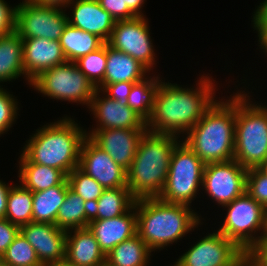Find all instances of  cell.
Instances as JSON below:
<instances>
[{"label":"cell","instance_id":"5b68a950","mask_svg":"<svg viewBox=\"0 0 267 266\" xmlns=\"http://www.w3.org/2000/svg\"><path fill=\"white\" fill-rule=\"evenodd\" d=\"M179 137L147 131L141 138L134 160L127 170V188L138 199L157 198L162 192L170 159Z\"/></svg>","mask_w":267,"mask_h":266},{"label":"cell","instance_id":"b9f144b4","mask_svg":"<svg viewBox=\"0 0 267 266\" xmlns=\"http://www.w3.org/2000/svg\"><path fill=\"white\" fill-rule=\"evenodd\" d=\"M235 266H266V265L250 251V252H243L237 259Z\"/></svg>","mask_w":267,"mask_h":266},{"label":"cell","instance_id":"83f0119b","mask_svg":"<svg viewBox=\"0 0 267 266\" xmlns=\"http://www.w3.org/2000/svg\"><path fill=\"white\" fill-rule=\"evenodd\" d=\"M59 41L67 61L71 62L97 50L105 43L97 35L83 31L69 23L64 27Z\"/></svg>","mask_w":267,"mask_h":266},{"label":"cell","instance_id":"f35d334b","mask_svg":"<svg viewBox=\"0 0 267 266\" xmlns=\"http://www.w3.org/2000/svg\"><path fill=\"white\" fill-rule=\"evenodd\" d=\"M133 84V82H116L103 84L99 89L109 98L126 103Z\"/></svg>","mask_w":267,"mask_h":266},{"label":"cell","instance_id":"ac0fdd59","mask_svg":"<svg viewBox=\"0 0 267 266\" xmlns=\"http://www.w3.org/2000/svg\"><path fill=\"white\" fill-rule=\"evenodd\" d=\"M22 42L23 65L30 83L43 71L67 62L59 40L39 37L22 39Z\"/></svg>","mask_w":267,"mask_h":266},{"label":"cell","instance_id":"816d5d0a","mask_svg":"<svg viewBox=\"0 0 267 266\" xmlns=\"http://www.w3.org/2000/svg\"><path fill=\"white\" fill-rule=\"evenodd\" d=\"M0 266H10V265H8V264H6V263H4V262H2V261L0 260Z\"/></svg>","mask_w":267,"mask_h":266},{"label":"cell","instance_id":"d4e9b609","mask_svg":"<svg viewBox=\"0 0 267 266\" xmlns=\"http://www.w3.org/2000/svg\"><path fill=\"white\" fill-rule=\"evenodd\" d=\"M136 199L127 187L104 189L91 206V220L111 219L128 212Z\"/></svg>","mask_w":267,"mask_h":266},{"label":"cell","instance_id":"4dcf8cb0","mask_svg":"<svg viewBox=\"0 0 267 266\" xmlns=\"http://www.w3.org/2000/svg\"><path fill=\"white\" fill-rule=\"evenodd\" d=\"M33 196L32 192L20 185L10 187L7 198L5 218L19 227L32 222Z\"/></svg>","mask_w":267,"mask_h":266},{"label":"cell","instance_id":"9c48e42d","mask_svg":"<svg viewBox=\"0 0 267 266\" xmlns=\"http://www.w3.org/2000/svg\"><path fill=\"white\" fill-rule=\"evenodd\" d=\"M31 87L50 99L82 103L87 108L97 89L71 61L43 71L32 81Z\"/></svg>","mask_w":267,"mask_h":266},{"label":"cell","instance_id":"7a4b0ae2","mask_svg":"<svg viewBox=\"0 0 267 266\" xmlns=\"http://www.w3.org/2000/svg\"><path fill=\"white\" fill-rule=\"evenodd\" d=\"M137 234L153 252L178 242L201 225L197 212L190 206L168 203L157 198L135 202Z\"/></svg>","mask_w":267,"mask_h":266},{"label":"cell","instance_id":"484cf974","mask_svg":"<svg viewBox=\"0 0 267 266\" xmlns=\"http://www.w3.org/2000/svg\"><path fill=\"white\" fill-rule=\"evenodd\" d=\"M68 186V180L66 178L57 186L39 192H32V222L56 225L57 213L63 204Z\"/></svg>","mask_w":267,"mask_h":266},{"label":"cell","instance_id":"603a6c76","mask_svg":"<svg viewBox=\"0 0 267 266\" xmlns=\"http://www.w3.org/2000/svg\"><path fill=\"white\" fill-rule=\"evenodd\" d=\"M19 158V182L31 192H39L57 186L67 178L61 170L32 163L23 153Z\"/></svg>","mask_w":267,"mask_h":266},{"label":"cell","instance_id":"44dd1931","mask_svg":"<svg viewBox=\"0 0 267 266\" xmlns=\"http://www.w3.org/2000/svg\"><path fill=\"white\" fill-rule=\"evenodd\" d=\"M65 261L75 266H99L106 256L90 230L79 228L67 231Z\"/></svg>","mask_w":267,"mask_h":266},{"label":"cell","instance_id":"4fadbf2b","mask_svg":"<svg viewBox=\"0 0 267 266\" xmlns=\"http://www.w3.org/2000/svg\"><path fill=\"white\" fill-rule=\"evenodd\" d=\"M171 266H235L243 251L219 231L207 234Z\"/></svg>","mask_w":267,"mask_h":266},{"label":"cell","instance_id":"4316f807","mask_svg":"<svg viewBox=\"0 0 267 266\" xmlns=\"http://www.w3.org/2000/svg\"><path fill=\"white\" fill-rule=\"evenodd\" d=\"M90 220L91 207L68 186L63 204L57 213L56 226L65 231L87 228Z\"/></svg>","mask_w":267,"mask_h":266},{"label":"cell","instance_id":"7dc6e473","mask_svg":"<svg viewBox=\"0 0 267 266\" xmlns=\"http://www.w3.org/2000/svg\"><path fill=\"white\" fill-rule=\"evenodd\" d=\"M256 30L258 34V44H260L259 48L265 52V55L267 54V28H253Z\"/></svg>","mask_w":267,"mask_h":266},{"label":"cell","instance_id":"7402d4cb","mask_svg":"<svg viewBox=\"0 0 267 266\" xmlns=\"http://www.w3.org/2000/svg\"><path fill=\"white\" fill-rule=\"evenodd\" d=\"M148 72L150 71L133 57L113 49L107 43V64L104 84L116 82L137 83L147 78Z\"/></svg>","mask_w":267,"mask_h":266},{"label":"cell","instance_id":"2e32d148","mask_svg":"<svg viewBox=\"0 0 267 266\" xmlns=\"http://www.w3.org/2000/svg\"><path fill=\"white\" fill-rule=\"evenodd\" d=\"M89 109L98 122L92 130L147 129L146 121L126 103L109 98L100 89L95 90Z\"/></svg>","mask_w":267,"mask_h":266},{"label":"cell","instance_id":"6da1fadb","mask_svg":"<svg viewBox=\"0 0 267 266\" xmlns=\"http://www.w3.org/2000/svg\"><path fill=\"white\" fill-rule=\"evenodd\" d=\"M205 75L203 73L199 78L196 88H184L162 80L155 95L153 112L146 122L147 130L184 137L217 100L215 80Z\"/></svg>","mask_w":267,"mask_h":266},{"label":"cell","instance_id":"ab89813d","mask_svg":"<svg viewBox=\"0 0 267 266\" xmlns=\"http://www.w3.org/2000/svg\"><path fill=\"white\" fill-rule=\"evenodd\" d=\"M20 227L6 218H0V258L19 234Z\"/></svg>","mask_w":267,"mask_h":266},{"label":"cell","instance_id":"cb8c5ba5","mask_svg":"<svg viewBox=\"0 0 267 266\" xmlns=\"http://www.w3.org/2000/svg\"><path fill=\"white\" fill-rule=\"evenodd\" d=\"M23 55L22 38L16 31L0 37V83L13 82L23 76L31 85L25 74Z\"/></svg>","mask_w":267,"mask_h":266},{"label":"cell","instance_id":"60d3db41","mask_svg":"<svg viewBox=\"0 0 267 266\" xmlns=\"http://www.w3.org/2000/svg\"><path fill=\"white\" fill-rule=\"evenodd\" d=\"M253 13L252 27L267 28V0H263Z\"/></svg>","mask_w":267,"mask_h":266},{"label":"cell","instance_id":"f546056e","mask_svg":"<svg viewBox=\"0 0 267 266\" xmlns=\"http://www.w3.org/2000/svg\"><path fill=\"white\" fill-rule=\"evenodd\" d=\"M154 76H148L144 80L134 83L126 101V104L146 122L153 112L155 95L161 83L159 75Z\"/></svg>","mask_w":267,"mask_h":266},{"label":"cell","instance_id":"ffe728a7","mask_svg":"<svg viewBox=\"0 0 267 266\" xmlns=\"http://www.w3.org/2000/svg\"><path fill=\"white\" fill-rule=\"evenodd\" d=\"M87 228L95 236L105 256L118 244L137 234L135 204L126 213L102 220H90Z\"/></svg>","mask_w":267,"mask_h":266},{"label":"cell","instance_id":"f907efd6","mask_svg":"<svg viewBox=\"0 0 267 266\" xmlns=\"http://www.w3.org/2000/svg\"><path fill=\"white\" fill-rule=\"evenodd\" d=\"M99 266H111L108 262H103L101 265H99Z\"/></svg>","mask_w":267,"mask_h":266},{"label":"cell","instance_id":"74e56055","mask_svg":"<svg viewBox=\"0 0 267 266\" xmlns=\"http://www.w3.org/2000/svg\"><path fill=\"white\" fill-rule=\"evenodd\" d=\"M100 6L108 12L115 21L128 20L137 17L129 8H123V0H97Z\"/></svg>","mask_w":267,"mask_h":266},{"label":"cell","instance_id":"f6af8a7d","mask_svg":"<svg viewBox=\"0 0 267 266\" xmlns=\"http://www.w3.org/2000/svg\"><path fill=\"white\" fill-rule=\"evenodd\" d=\"M145 0H123V8H129L137 17H144L142 7Z\"/></svg>","mask_w":267,"mask_h":266},{"label":"cell","instance_id":"ba28073f","mask_svg":"<svg viewBox=\"0 0 267 266\" xmlns=\"http://www.w3.org/2000/svg\"><path fill=\"white\" fill-rule=\"evenodd\" d=\"M204 167L205 163L194 151L180 141L172 152L166 183L158 198L191 206L199 188H202Z\"/></svg>","mask_w":267,"mask_h":266},{"label":"cell","instance_id":"bcb514c9","mask_svg":"<svg viewBox=\"0 0 267 266\" xmlns=\"http://www.w3.org/2000/svg\"><path fill=\"white\" fill-rule=\"evenodd\" d=\"M39 6H54L58 8H64L66 10L67 5L73 0H29Z\"/></svg>","mask_w":267,"mask_h":266},{"label":"cell","instance_id":"d590c367","mask_svg":"<svg viewBox=\"0 0 267 266\" xmlns=\"http://www.w3.org/2000/svg\"><path fill=\"white\" fill-rule=\"evenodd\" d=\"M2 86L0 87V136L10 130L18 115L16 97Z\"/></svg>","mask_w":267,"mask_h":266},{"label":"cell","instance_id":"f1b7e54d","mask_svg":"<svg viewBox=\"0 0 267 266\" xmlns=\"http://www.w3.org/2000/svg\"><path fill=\"white\" fill-rule=\"evenodd\" d=\"M152 251L138 234L115 246L107 255L111 266H147Z\"/></svg>","mask_w":267,"mask_h":266},{"label":"cell","instance_id":"8fae6325","mask_svg":"<svg viewBox=\"0 0 267 266\" xmlns=\"http://www.w3.org/2000/svg\"><path fill=\"white\" fill-rule=\"evenodd\" d=\"M149 28L145 16L116 21L107 43L113 49L130 55L151 71L156 65V56Z\"/></svg>","mask_w":267,"mask_h":266},{"label":"cell","instance_id":"8d00e7d4","mask_svg":"<svg viewBox=\"0 0 267 266\" xmlns=\"http://www.w3.org/2000/svg\"><path fill=\"white\" fill-rule=\"evenodd\" d=\"M16 9L5 0H0V37L8 35L16 30Z\"/></svg>","mask_w":267,"mask_h":266},{"label":"cell","instance_id":"e0dca14e","mask_svg":"<svg viewBox=\"0 0 267 266\" xmlns=\"http://www.w3.org/2000/svg\"><path fill=\"white\" fill-rule=\"evenodd\" d=\"M147 131V129H103L89 130L86 135L127 171L134 160L140 140Z\"/></svg>","mask_w":267,"mask_h":266},{"label":"cell","instance_id":"e575fe53","mask_svg":"<svg viewBox=\"0 0 267 266\" xmlns=\"http://www.w3.org/2000/svg\"><path fill=\"white\" fill-rule=\"evenodd\" d=\"M246 192L267 210V175L260 168L247 169Z\"/></svg>","mask_w":267,"mask_h":266},{"label":"cell","instance_id":"f5cc1de1","mask_svg":"<svg viewBox=\"0 0 267 266\" xmlns=\"http://www.w3.org/2000/svg\"><path fill=\"white\" fill-rule=\"evenodd\" d=\"M266 233H267V216H266Z\"/></svg>","mask_w":267,"mask_h":266},{"label":"cell","instance_id":"1f68e13d","mask_svg":"<svg viewBox=\"0 0 267 266\" xmlns=\"http://www.w3.org/2000/svg\"><path fill=\"white\" fill-rule=\"evenodd\" d=\"M80 71L99 89L104 84L107 64V43L74 61Z\"/></svg>","mask_w":267,"mask_h":266},{"label":"cell","instance_id":"c3c4849f","mask_svg":"<svg viewBox=\"0 0 267 266\" xmlns=\"http://www.w3.org/2000/svg\"><path fill=\"white\" fill-rule=\"evenodd\" d=\"M48 266H75V265H71V264H69L68 262H66L64 260V261H61V262L50 264Z\"/></svg>","mask_w":267,"mask_h":266},{"label":"cell","instance_id":"5bb4252c","mask_svg":"<svg viewBox=\"0 0 267 266\" xmlns=\"http://www.w3.org/2000/svg\"><path fill=\"white\" fill-rule=\"evenodd\" d=\"M78 167L93 177L104 189L127 187V171L115 163L109 154L88 136L81 145Z\"/></svg>","mask_w":267,"mask_h":266},{"label":"cell","instance_id":"681fc988","mask_svg":"<svg viewBox=\"0 0 267 266\" xmlns=\"http://www.w3.org/2000/svg\"><path fill=\"white\" fill-rule=\"evenodd\" d=\"M259 168L267 175V160Z\"/></svg>","mask_w":267,"mask_h":266},{"label":"cell","instance_id":"7bdbcfd3","mask_svg":"<svg viewBox=\"0 0 267 266\" xmlns=\"http://www.w3.org/2000/svg\"><path fill=\"white\" fill-rule=\"evenodd\" d=\"M8 183L0 180V218H5L6 210H7V198L8 192L11 186L6 185Z\"/></svg>","mask_w":267,"mask_h":266},{"label":"cell","instance_id":"8992f818","mask_svg":"<svg viewBox=\"0 0 267 266\" xmlns=\"http://www.w3.org/2000/svg\"><path fill=\"white\" fill-rule=\"evenodd\" d=\"M252 102L247 92L236 93L234 160L246 169L267 160V105Z\"/></svg>","mask_w":267,"mask_h":266},{"label":"cell","instance_id":"836d02e7","mask_svg":"<svg viewBox=\"0 0 267 266\" xmlns=\"http://www.w3.org/2000/svg\"><path fill=\"white\" fill-rule=\"evenodd\" d=\"M69 188L79 195L90 207L101 196L104 188L91 176L76 167L67 175Z\"/></svg>","mask_w":267,"mask_h":266},{"label":"cell","instance_id":"ee69618b","mask_svg":"<svg viewBox=\"0 0 267 266\" xmlns=\"http://www.w3.org/2000/svg\"><path fill=\"white\" fill-rule=\"evenodd\" d=\"M251 252L267 266V233Z\"/></svg>","mask_w":267,"mask_h":266},{"label":"cell","instance_id":"30bf717a","mask_svg":"<svg viewBox=\"0 0 267 266\" xmlns=\"http://www.w3.org/2000/svg\"><path fill=\"white\" fill-rule=\"evenodd\" d=\"M68 14L62 8L39 6L22 0L16 9V32L22 39L45 38L60 40L68 23Z\"/></svg>","mask_w":267,"mask_h":266},{"label":"cell","instance_id":"d6986e66","mask_svg":"<svg viewBox=\"0 0 267 266\" xmlns=\"http://www.w3.org/2000/svg\"><path fill=\"white\" fill-rule=\"evenodd\" d=\"M69 6L73 11L67 15L70 25L97 35L105 43L109 41L116 21L97 0H73Z\"/></svg>","mask_w":267,"mask_h":266},{"label":"cell","instance_id":"3957f363","mask_svg":"<svg viewBox=\"0 0 267 266\" xmlns=\"http://www.w3.org/2000/svg\"><path fill=\"white\" fill-rule=\"evenodd\" d=\"M71 117L46 124L30 135L22 153L35 164L54 167L66 176L79 166L86 131Z\"/></svg>","mask_w":267,"mask_h":266},{"label":"cell","instance_id":"d6a6232c","mask_svg":"<svg viewBox=\"0 0 267 266\" xmlns=\"http://www.w3.org/2000/svg\"><path fill=\"white\" fill-rule=\"evenodd\" d=\"M0 260L10 266H43L35 249L20 232Z\"/></svg>","mask_w":267,"mask_h":266},{"label":"cell","instance_id":"52a82bcc","mask_svg":"<svg viewBox=\"0 0 267 266\" xmlns=\"http://www.w3.org/2000/svg\"><path fill=\"white\" fill-rule=\"evenodd\" d=\"M223 207L227 213L217 231L243 252L252 251L266 234L267 210L247 192Z\"/></svg>","mask_w":267,"mask_h":266},{"label":"cell","instance_id":"9a60e30c","mask_svg":"<svg viewBox=\"0 0 267 266\" xmlns=\"http://www.w3.org/2000/svg\"><path fill=\"white\" fill-rule=\"evenodd\" d=\"M20 233L35 249L43 266L65 260L67 231L50 223L30 222L20 226Z\"/></svg>","mask_w":267,"mask_h":266},{"label":"cell","instance_id":"7c38bea8","mask_svg":"<svg viewBox=\"0 0 267 266\" xmlns=\"http://www.w3.org/2000/svg\"><path fill=\"white\" fill-rule=\"evenodd\" d=\"M247 169L236 160L205 164L202 191L223 207L246 192Z\"/></svg>","mask_w":267,"mask_h":266},{"label":"cell","instance_id":"277c9868","mask_svg":"<svg viewBox=\"0 0 267 266\" xmlns=\"http://www.w3.org/2000/svg\"><path fill=\"white\" fill-rule=\"evenodd\" d=\"M222 100H216L186 137L180 138L205 164L234 159L236 93Z\"/></svg>","mask_w":267,"mask_h":266}]
</instances>
